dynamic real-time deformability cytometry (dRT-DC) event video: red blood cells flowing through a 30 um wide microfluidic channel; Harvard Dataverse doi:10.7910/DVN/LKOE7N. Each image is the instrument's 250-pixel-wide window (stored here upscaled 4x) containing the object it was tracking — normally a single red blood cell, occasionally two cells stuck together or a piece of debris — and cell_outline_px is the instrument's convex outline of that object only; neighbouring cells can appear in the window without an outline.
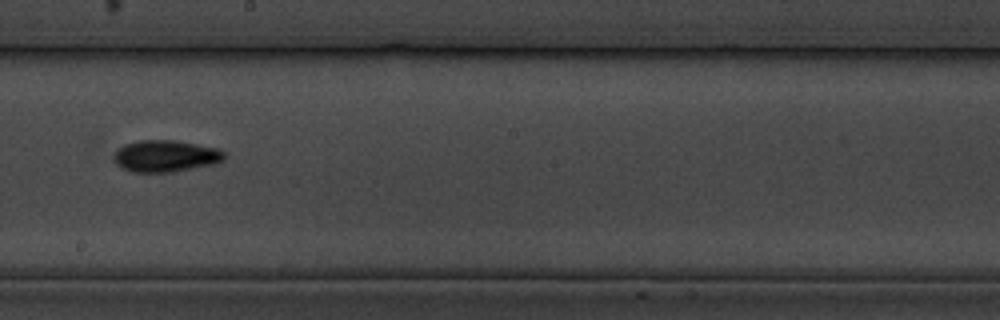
{"species": "common noctule bat (a hibernating species)", "species_latin": "Nyctalus noctula", "temperature_condition": "cold", "stored_images_in_passage": 14, "camera_frame_rate_fps": 3000, "um_per_image_px": 0.085, "animal": {"sex": "male", "body_mass_g": 19.5, "forearm_length_mm": 54.6}, "frame": {"image": 1, "passage_image": 8, "time_ms": 9.0, "image_size_px": [1000, 320], "cell_outline_px": [[224, 160], [216, 164], [172, 172], [132, 172], [120, 168], [112, 160], [112, 156], [116, 148], [124, 144], [140, 140], [172, 140], [216, 148], [224, 152]], "centroid_in_image_um": [14.0, 13.27], "position_along_channel_um": 234.2, "area_um2": 20.63}}
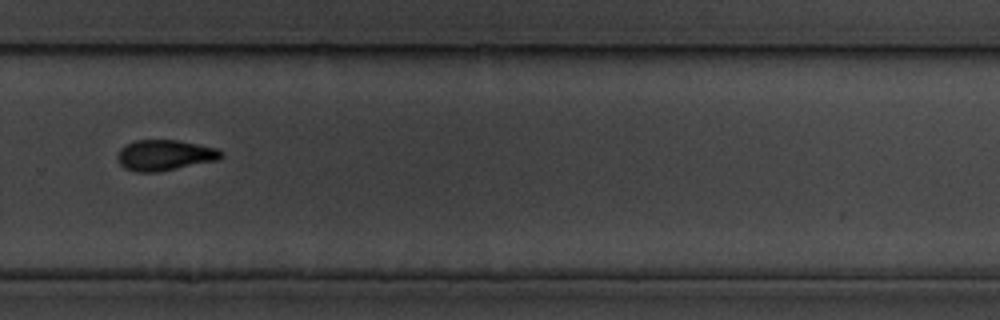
{"frame": {"image": 2, "passage_image": 10, "time_ms": 11.333, "image_size_px": [1000, 320], "cell_outline_px": [[224, 156], [216, 160], [160, 172], [136, 172], [124, 168], [120, 164], [120, 148], [136, 140], [176, 140], [216, 148], [224, 152]], "centroid_in_image_um": [14.03, 13.2], "position_along_channel_um": 315.8, "area_um2": 18.26}}
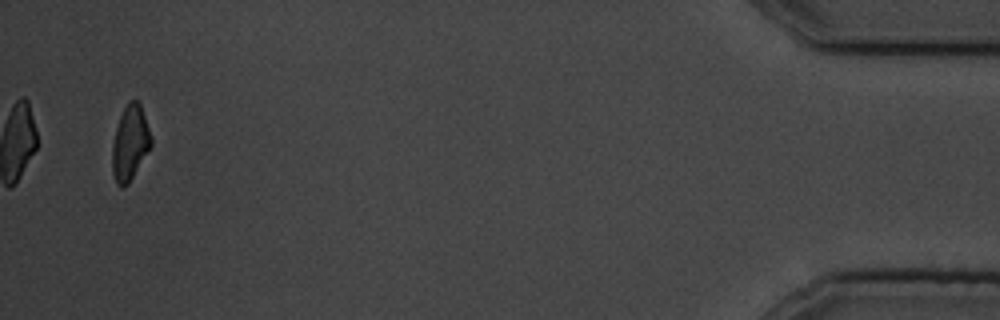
{"frame": {"image": 3, "passage_image": 14, "time_ms": 16.667, "image_size_px": [1000, 320], "cell_outline_px": [[152, 144], [128, 184], [116, 184], [112, 172], [112, 144], [116, 128], [120, 116], [128, 100], [136, 100], [140, 104], [152, 140]], "centroid_in_image_um": [11.03, 12.13], "position_along_channel_um": 424.2, "area_um2": 16.53}, "authors_computed_cell_mechanics": {"area_um2": 19.2763, "velocity_mm_per_s": 3.513, "shape_relaxation_time_tau1_ms": 3.8053, "shape_relaxation_time_tau2_ms": null, "deformation_change_tau1": 0.1128, "deformation_change_tau2": null}}